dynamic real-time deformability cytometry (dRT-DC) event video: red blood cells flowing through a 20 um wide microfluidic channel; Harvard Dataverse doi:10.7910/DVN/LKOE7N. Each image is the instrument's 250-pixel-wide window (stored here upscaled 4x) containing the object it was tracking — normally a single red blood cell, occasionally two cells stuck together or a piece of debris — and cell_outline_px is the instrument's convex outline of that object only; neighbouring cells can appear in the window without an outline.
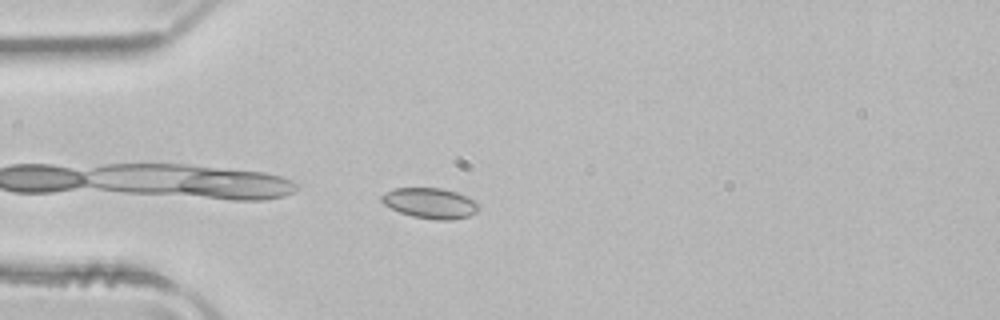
{"species": "common noctule bat (a hibernating species)", "species_latin": "Nyctalus noctula", "temperature_condition": "room temperature", "stored_images_in_passage": 9, "camera_frame_rate_fps": 3000, "um_per_image_px": 0.085, "animal": {"sex": "male", "body_mass_g": 21.5, "forearm_length_mm": 52.0}, "frame": {"image": 1, "passage_image": 1, "time_ms": 0.0, "image_size_px": [1000, 320], "cell_outline_px": [[480, 208], [476, 212], [468, 216], [452, 220], [436, 220], [412, 216], [400, 212], [384, 204], [380, 200], [380, 196], [384, 192], [396, 188], [440, 188], [456, 192], [476, 200], [480, 204]], "centroid_in_image_um": [36.58, 17.27], "position_along_channel_um": 48.4, "area_um2": 17.34}}
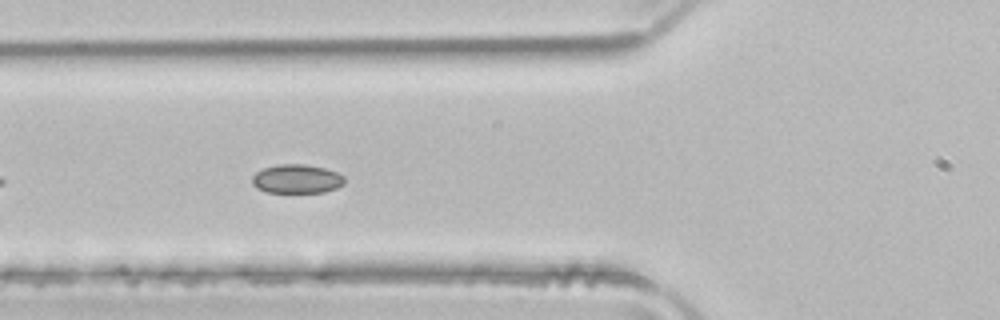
{"frame": {"image": 2, "passage_image": 6, "time_ms": 1.667, "image_size_px": [1000, 320], "cell_outline_px": [[344, 184], [336, 188], [324, 192], [268, 192], [256, 188], [252, 184], [252, 176], [256, 172], [264, 168], [280, 164], [304, 164], [324, 168], [336, 172], [344, 176]], "centroid_in_image_um": [25.22, 15.21], "position_along_channel_um": 100.6, "area_um2": 15.49}}